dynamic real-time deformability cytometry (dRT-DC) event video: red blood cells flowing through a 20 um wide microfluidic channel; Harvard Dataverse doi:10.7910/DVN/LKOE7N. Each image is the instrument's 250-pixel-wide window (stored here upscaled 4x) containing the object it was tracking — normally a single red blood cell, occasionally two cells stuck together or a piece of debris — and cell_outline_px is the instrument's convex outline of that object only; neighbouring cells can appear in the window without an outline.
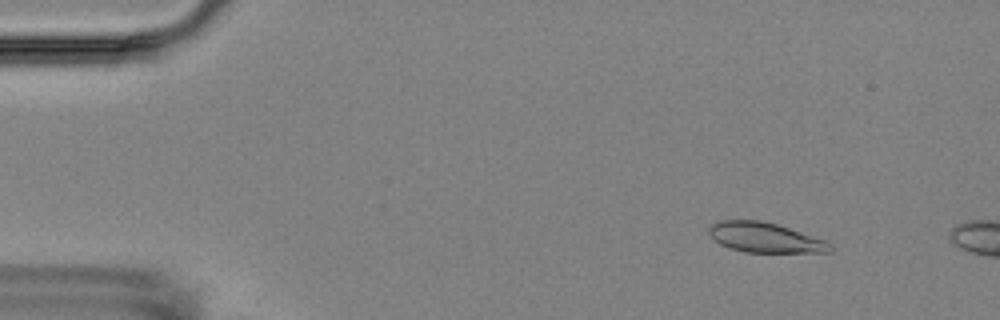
{"species": "Egyptian fruit bat (a non-hibernating species)", "species_latin": "Rousettus aegyptiacus", "temperature_condition": "room temperature", "stored_images_in_passage": 3, "camera_frame_rate_fps": 3000, "um_per_image_px": 0.085, "animal": {"sex": "female"}, "frame": {"image": 1, "passage_image": 2, "time_ms": 1.0, "image_size_px": [1000, 320], "cell_outline_px": [[832, 252], [744, 252], [720, 244], [708, 232], [708, 228], [712, 224], [720, 220], [760, 220], [776, 224], [824, 240], [832, 244]], "centroid_in_image_um": [65.02, 20.19], "position_along_channel_um": 20.0, "area_um2": 20.81}}